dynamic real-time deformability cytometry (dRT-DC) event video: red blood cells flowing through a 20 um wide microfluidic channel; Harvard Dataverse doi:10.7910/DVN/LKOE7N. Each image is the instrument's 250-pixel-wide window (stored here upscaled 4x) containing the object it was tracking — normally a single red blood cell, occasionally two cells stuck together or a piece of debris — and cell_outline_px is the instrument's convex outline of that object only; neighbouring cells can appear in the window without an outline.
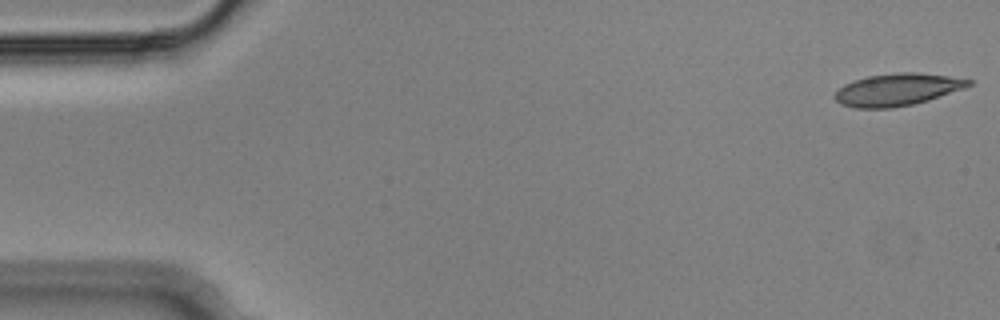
{"species": "Egyptian fruit bat (a non-hibernating species)", "species_latin": "Rousettus aegyptiacus", "temperature_condition": "cold", "stored_images_in_passage": 54, "camera_frame_rate_fps": 3000, "um_per_image_px": 0.085, "animal": {"sex": "male"}, "frame": {"image": 1, "passage_image": 1, "time_ms": 0.0, "image_size_px": [1000, 320], "cell_outline_px": [[972, 84], [964, 88], [928, 100], [912, 104], [892, 108], [852, 108], [840, 104], [832, 96], [844, 84], [852, 80], [868, 76], [896, 72], [916, 72], [948, 76], [972, 80]], "centroid_in_image_um": [76.22, 7.61], "position_along_channel_um": 8.8, "area_um2": 25.14}}
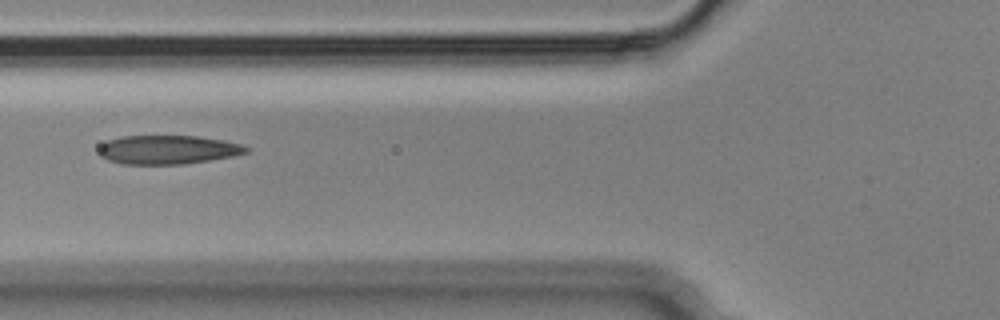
{"frame": {"image": 2, "passage_image": 20, "time_ms": 6.333, "image_size_px": [1000, 320], "cell_outline_px": [[248, 152], [232, 156], [184, 164], [120, 164], [108, 160], [100, 156], [100, 144], [108, 140], [124, 136], [196, 136], [224, 140], [240, 144], [248, 148]], "centroid_in_image_um": [14.24, 12.72], "position_along_channel_um": 111.6, "area_um2": 24.62}}
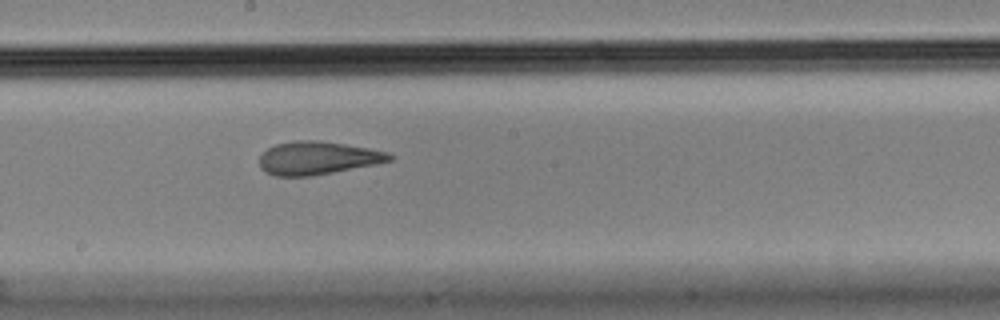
{"frame": {"image": 3, "passage_image": 29, "time_ms": 9.333, "image_size_px": [1000, 320], "cell_outline_px": [[396, 156], [392, 160], [376, 164], [312, 176], [276, 176], [264, 172], [260, 168], [260, 156], [268, 148], [276, 144], [296, 140], [320, 140], [368, 148], [388, 152]], "centroid_in_image_um": [27.01, 13.43], "position_along_channel_um": 221.2, "area_um2": 25.14}, "authors_computed_cell_mechanics": {"area_um2": 25.8077, "velocity_mm_per_s": 3.642, "shape_relaxation_time_tau1_ms": null, "shape_relaxation_time_tau2_ms": 1.9495, "deformation_change_tau1": null, "deformation_change_tau2": 0.0934}}